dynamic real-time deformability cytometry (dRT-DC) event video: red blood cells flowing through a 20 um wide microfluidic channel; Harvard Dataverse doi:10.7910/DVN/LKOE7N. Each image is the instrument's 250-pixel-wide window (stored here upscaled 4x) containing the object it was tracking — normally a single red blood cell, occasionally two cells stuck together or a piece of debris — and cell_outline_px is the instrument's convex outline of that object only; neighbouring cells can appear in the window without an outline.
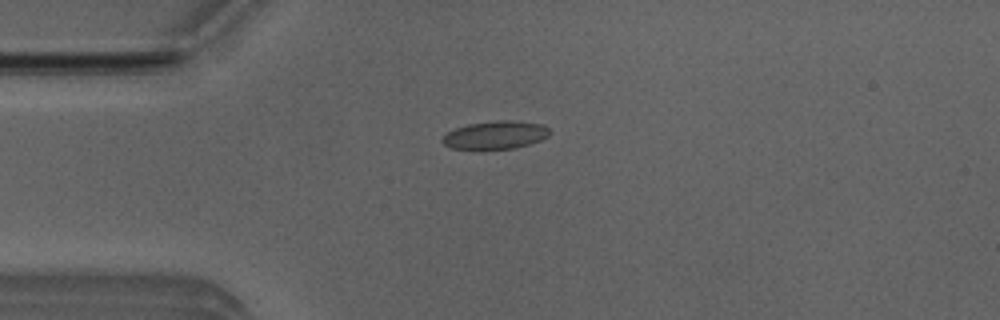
{"species": "Egyptian fruit bat (a non-hibernating species)", "species_latin": "Rousettus aegyptiacus", "temperature_condition": "room temperature", "stored_images_in_passage": 35, "camera_frame_rate_fps": 3000, "um_per_image_px": 0.085, "animal": {"sex": "male"}, "frame": {"image": 1, "passage_image": 2, "time_ms": 0.333, "image_size_px": [1000, 320], "cell_outline_px": [[552, 132], [548, 136], [540, 140], [516, 148], [452, 148], [444, 144], [440, 140], [448, 132], [456, 128], [468, 124], [496, 120], [516, 120], [540, 124], [548, 128]], "centroid_in_image_um": [42.14, 11.45], "position_along_channel_um": 42.9, "area_um2": 17.28}}
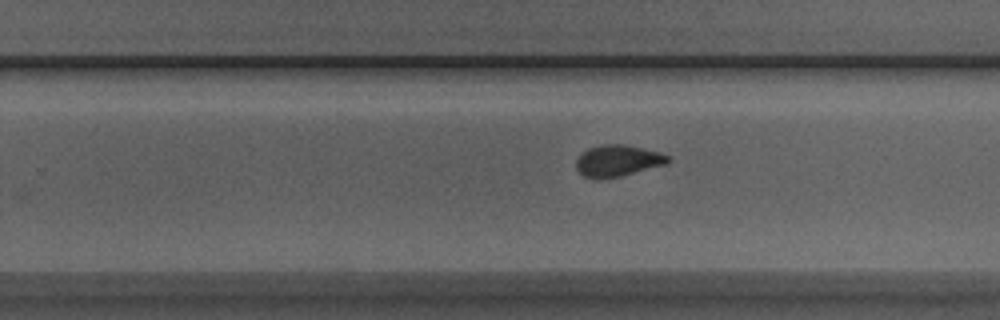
{"frame": {"image": 2, "passage_image": 21, "time_ms": 6.667, "image_size_px": [1000, 320], "cell_outline_px": [[672, 160], [668, 164], [620, 176], [600, 180], [596, 180], [584, 176], [576, 168], [576, 160], [588, 148], [600, 144], [624, 144], [660, 152], [672, 156]], "centroid_in_image_um": [52.55, 13.67], "position_along_channel_um": 277.3, "area_um2": 17.11}}
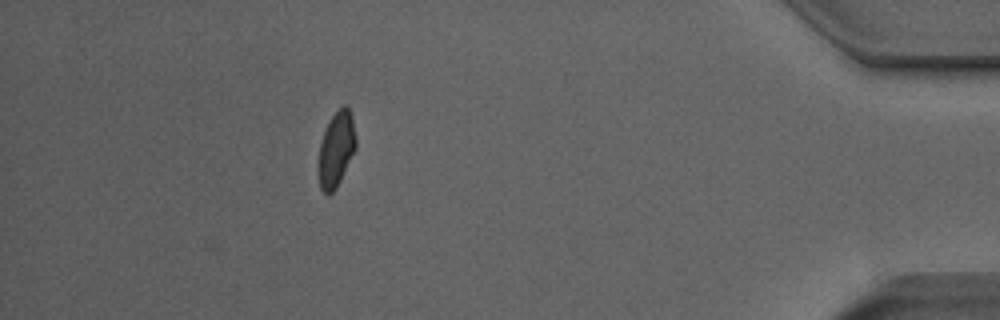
{"frame": {"image": 3, "passage_image": 35, "time_ms": 11.333, "image_size_px": [1000, 320], "cell_outline_px": [[356, 148], [336, 188], [328, 196], [320, 188], [316, 168], [316, 164], [320, 144], [324, 132], [332, 116], [344, 104], [348, 104], [352, 116], [356, 140]], "centroid_in_image_um": [28.55, 12.71], "position_along_channel_um": 406.7, "area_um2": 16.59}, "authors_computed_cell_mechanics": {"area_um2": 16.9932, "velocity_mm_per_s": 3.993, "shape_relaxation_time_tau1_ms": 7.4347, "shape_relaxation_time_tau2_ms": 1.1208, "deformation_change_tau1": 0.1358, "deformation_change_tau2": 0.0522}}